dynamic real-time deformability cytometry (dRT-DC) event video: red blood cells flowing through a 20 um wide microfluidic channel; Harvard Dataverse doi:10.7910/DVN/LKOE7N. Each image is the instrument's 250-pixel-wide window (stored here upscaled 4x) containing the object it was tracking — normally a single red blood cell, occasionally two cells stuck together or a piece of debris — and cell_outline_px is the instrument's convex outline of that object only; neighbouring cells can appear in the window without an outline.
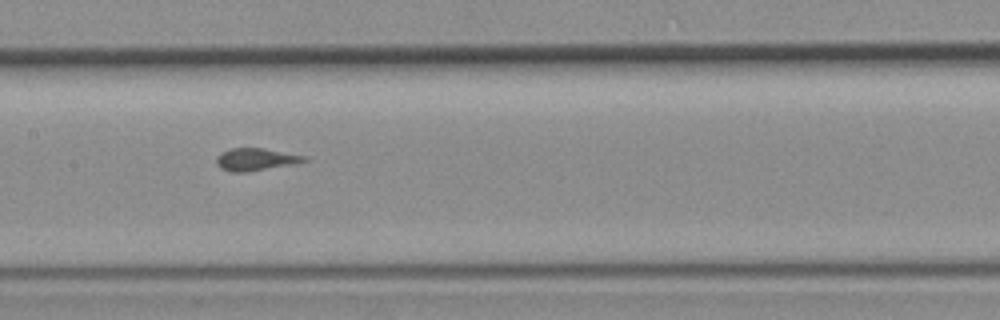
{"species": "common noctule bat (a hibernating species)", "species_latin": "Nyctalus noctula", "temperature_condition": "room temperature", "stored_images_in_passage": 5, "camera_frame_rate_fps": 3000, "um_per_image_px": 0.085, "animal": {"sex": "female", "body_mass_g": 19.3, "forearm_length_mm": 54.1}, "frame": {"image": 1, "passage_image": 5, "time_ms": 5.333, "image_size_px": [1000, 320], "cell_outline_px": [[308, 160], [296, 164], [248, 172], [232, 172], [220, 168], [216, 164], [216, 156], [232, 148], [264, 148], [308, 156]], "centroid_in_image_um": [21.78, 13.55], "position_along_channel_um": 185.6, "area_um2": 11.62}}